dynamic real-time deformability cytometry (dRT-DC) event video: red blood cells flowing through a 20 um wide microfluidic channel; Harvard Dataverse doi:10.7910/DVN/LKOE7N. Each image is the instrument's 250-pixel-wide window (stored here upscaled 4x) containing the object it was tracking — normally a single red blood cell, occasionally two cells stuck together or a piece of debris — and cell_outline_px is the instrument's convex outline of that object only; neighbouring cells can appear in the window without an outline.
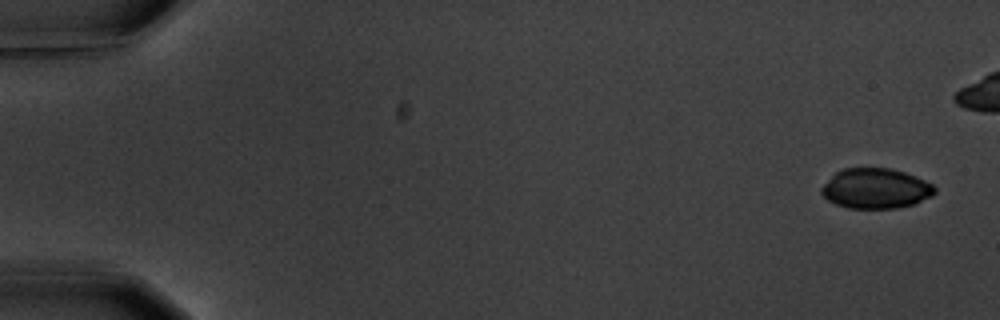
{"species": "common noctule bat (a hibernating species)", "species_latin": "Nyctalus noctula", "temperature_condition": "warm", "stored_images_in_passage": 6, "camera_frame_rate_fps": 3000, "um_per_image_px": 0.085, "animal": {"sex": "male", "body_mass_g": 20.1, "forearm_length_mm": 53.5}, "frame": {"image": 1, "passage_image": 1, "time_ms": 0.0, "image_size_px": [1000, 320], "cell_outline_px": [[936, 192], [932, 196], [916, 204], [896, 208], [848, 208], [836, 204], [828, 200], [820, 192], [820, 188], [836, 172], [844, 168], [892, 168], [904, 172], [924, 180], [932, 184], [936, 188]], "centroid_in_image_um": [74.45, 16.03], "position_along_channel_um": 10.5, "area_um2": 26.53}}